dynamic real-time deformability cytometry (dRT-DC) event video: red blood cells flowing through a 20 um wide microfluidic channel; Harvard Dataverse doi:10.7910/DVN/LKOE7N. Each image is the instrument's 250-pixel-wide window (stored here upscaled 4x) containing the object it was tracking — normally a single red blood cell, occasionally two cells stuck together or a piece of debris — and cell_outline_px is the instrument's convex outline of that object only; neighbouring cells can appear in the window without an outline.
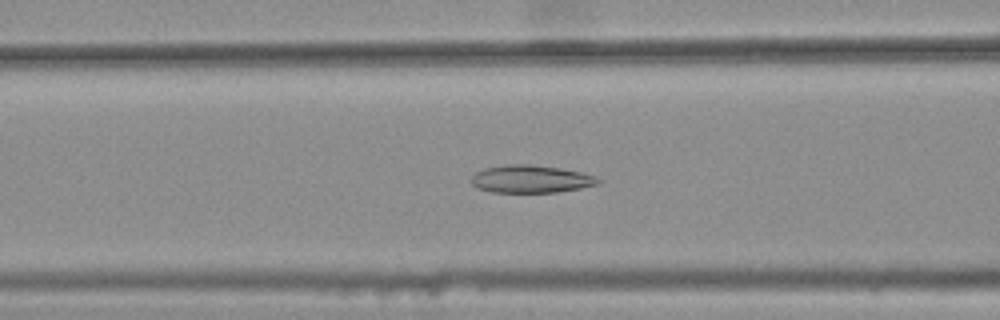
{"species": "common noctule bat (a hibernating species)", "species_latin": "Nyctalus noctula", "temperature_condition": "warm", "stored_images_in_passage": 45, "camera_frame_rate_fps": 3000, "um_per_image_px": 0.085, "animal": {"sex": "female", "body_mass_g": 25.1}, "frame": {"image": 1, "passage_image": 21, "time_ms": 6.667, "image_size_px": [1000, 320], "cell_outline_px": [[600, 184], [580, 188], [556, 192], [492, 192], [480, 188], [472, 184], [472, 176], [476, 172], [484, 168], [508, 164], [528, 164], [560, 168], [580, 172], [596, 176], [600, 180]], "centroid_in_image_um": [45.14, 15.21], "position_along_channel_um": 121.5, "area_um2": 20.29}}
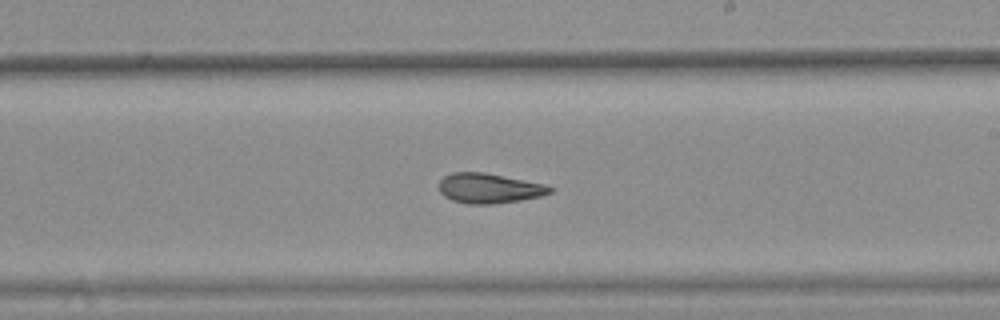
{"frame": {"image": 2, "passage_image": 31, "time_ms": 10.0, "image_size_px": [1000, 320], "cell_outline_px": [[556, 188], [552, 192], [540, 196], [520, 200], [492, 204], [468, 204], [452, 200], [444, 196], [440, 192], [440, 180], [444, 176], [452, 172], [484, 172], [544, 184]], "centroid_in_image_um": [41.58, 16.0], "position_along_channel_um": 247.4, "area_um2": 19.31}}
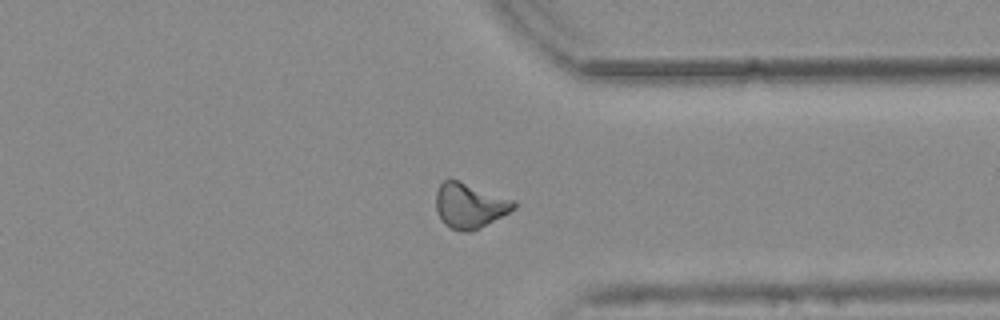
{"frame": {"image": 3, "passage_image": 41, "time_ms": 13.333, "image_size_px": [1000, 320], "cell_outline_px": [[516, 208], [480, 228], [468, 232], [464, 232], [452, 228], [444, 224], [440, 220], [436, 208], [436, 192], [440, 184], [444, 180], [460, 180], [516, 200]], "centroid_in_image_um": [39.93, 17.46], "position_along_channel_um": 371.5, "area_um2": 20.58}, "authors_computed_cell_mechanics": {"area_um2": 20.2878, "velocity_mm_per_s": 3.7824, "shape_relaxation_time_tau1_ms": null, "shape_relaxation_time_tau2_ms": 3.7981, "deformation_change_tau1": null, "deformation_change_tau2": 0.1191}}